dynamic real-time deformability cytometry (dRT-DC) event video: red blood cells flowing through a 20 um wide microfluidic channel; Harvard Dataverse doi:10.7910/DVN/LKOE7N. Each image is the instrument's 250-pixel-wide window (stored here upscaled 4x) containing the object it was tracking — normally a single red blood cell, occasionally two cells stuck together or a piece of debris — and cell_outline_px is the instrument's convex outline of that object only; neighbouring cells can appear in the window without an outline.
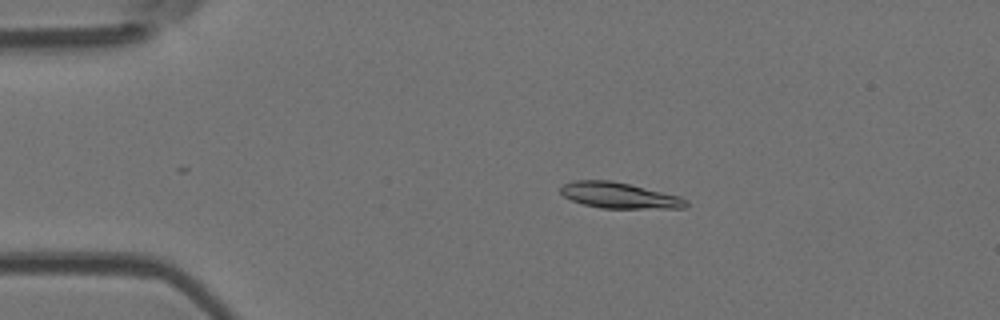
{"species": "Egyptian fruit bat (a non-hibernating species)", "species_latin": "Rousettus aegyptiacus", "temperature_condition": "room temperature", "stored_images_in_passage": 44, "camera_frame_rate_fps": 3000, "um_per_image_px": 0.085, "animal": {"sex": "female"}, "frame": {"image": 1, "passage_image": 11, "time_ms": 3.333, "image_size_px": [1000, 320], "cell_outline_px": [[688, 204], [684, 208], [600, 208], [584, 204], [572, 200], [564, 196], [560, 192], [560, 188], [564, 184], [572, 180], [612, 180], [680, 196], [688, 200]], "centroid_in_image_um": [52.63, 16.6], "position_along_channel_um": 32.4, "area_um2": 18.84}}
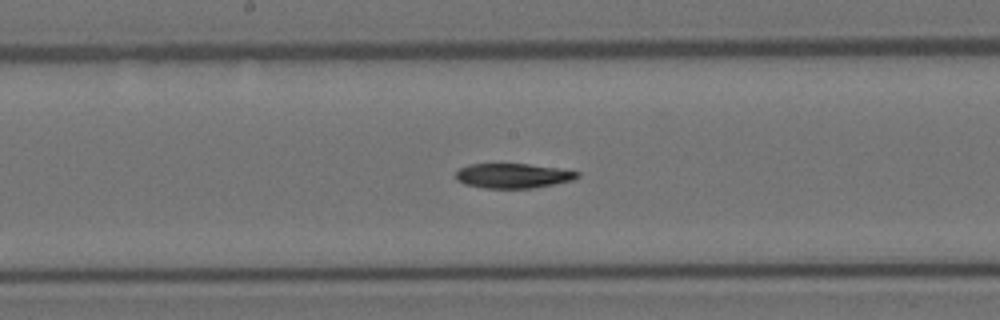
{"frame": {"image": 2, "passage_image": 28, "time_ms": 9.0, "image_size_px": [1000, 320], "cell_outline_px": [[580, 176], [572, 180], [532, 188], [484, 188], [464, 184], [456, 180], [456, 172], [460, 168], [468, 164], [528, 164], [556, 168], [580, 172]], "centroid_in_image_um": [43.57, 14.94], "position_along_channel_um": 204.6, "area_um2": 17.4}}
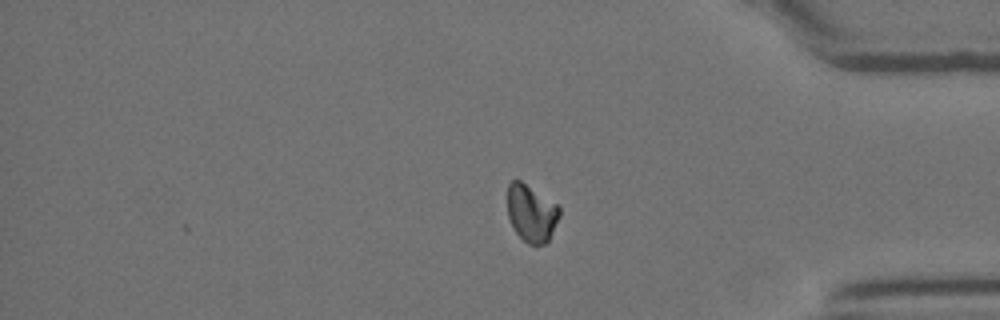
{"frame": {"image": 3, "passage_image": 44, "time_ms": 14.333, "image_size_px": [1000, 320], "cell_outline_px": [[560, 216], [548, 244], [528, 244], [516, 232], [508, 216], [508, 184], [512, 180], [520, 180], [556, 204], [560, 208]], "centroid_in_image_um": [45.19, 18.14], "position_along_channel_um": 390.0, "area_um2": 17.22}, "authors_computed_cell_mechanics": {"area_um2": 18.4671, "velocity_mm_per_s": 3.8777, "shape_relaxation_time_tau1_ms": 6.575, "shape_relaxation_time_tau2_ms": null, "deformation_change_tau1": 0.153, "deformation_change_tau2": null}}